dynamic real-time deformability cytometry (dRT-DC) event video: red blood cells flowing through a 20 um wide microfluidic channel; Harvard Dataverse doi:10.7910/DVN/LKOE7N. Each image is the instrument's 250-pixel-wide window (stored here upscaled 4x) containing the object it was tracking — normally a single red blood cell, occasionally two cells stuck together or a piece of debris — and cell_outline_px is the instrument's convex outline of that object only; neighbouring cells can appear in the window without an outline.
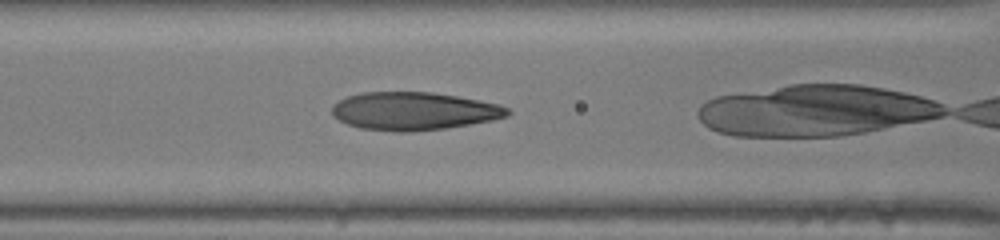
{"species": "human", "species_latin": "Homo sapiens", "temperature_condition": "room temperature", "stored_images_in_passage": 5, "camera_frame_rate_fps": 3000, "um_per_image_px": 0.085, "donor": {"sex": "male"}, "frame": {"image": 1, "passage_image": 4, "time_ms": 1.0, "image_size_px": [1000, 240], "cell_outline_px": [[512, 112], [508, 116], [492, 120], [444, 128], [408, 132], [396, 132], [360, 128], [348, 124], [332, 116], [332, 104], [348, 96], [360, 92], [432, 92], [456, 96], [496, 104], [508, 108]], "centroid_in_image_um": [35.13, 9.44], "position_along_channel_um": 131.5, "area_um2": 38.67}}